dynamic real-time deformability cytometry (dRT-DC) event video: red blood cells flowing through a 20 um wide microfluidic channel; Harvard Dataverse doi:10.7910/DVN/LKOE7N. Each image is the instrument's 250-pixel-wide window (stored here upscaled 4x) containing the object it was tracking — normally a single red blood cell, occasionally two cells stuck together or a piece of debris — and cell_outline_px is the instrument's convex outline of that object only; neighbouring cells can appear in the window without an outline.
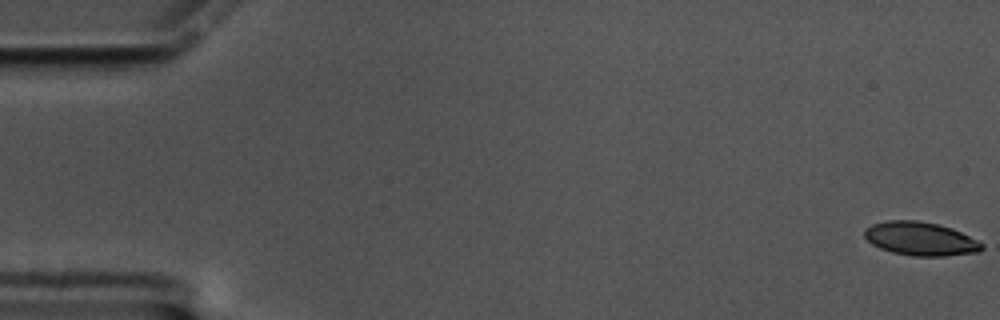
{"species": "common noctule bat (a hibernating species)", "species_latin": "Nyctalus noctula", "temperature_condition": "cold", "stored_images_in_passage": 56, "camera_frame_rate_fps": 3000, "um_per_image_px": 0.085, "animal": {"sex": "male", "body_mass_g": 17.5, "forearm_length_mm": 52.3}, "frame": {"image": 1, "passage_image": 1, "time_ms": 0.0, "image_size_px": [1000, 320], "cell_outline_px": [[984, 248], [980, 252], [944, 256], [912, 256], [892, 252], [880, 248], [872, 244], [864, 236], [864, 228], [872, 224], [888, 220], [916, 220], [936, 224], [952, 228], [984, 244]], "centroid_in_image_um": [78.23, 20.3], "position_along_channel_um": 6.8, "area_um2": 22.95}}
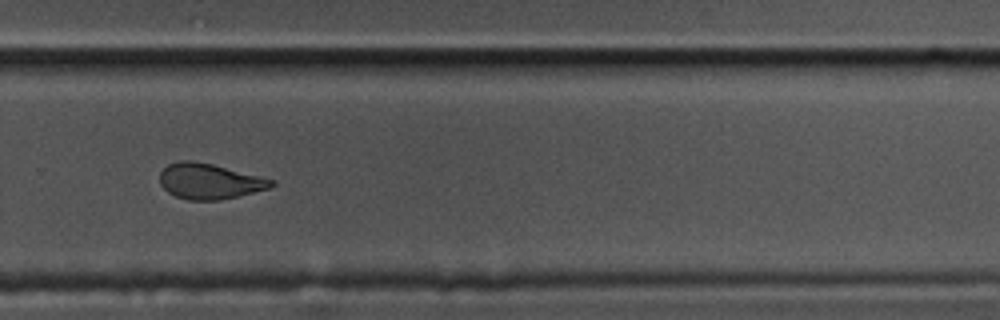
{"frame": {"image": 2, "passage_image": 41, "time_ms": 13.333, "image_size_px": [1000, 320], "cell_outline_px": [[276, 184], [268, 188], [220, 200], [188, 200], [176, 196], [168, 192], [160, 184], [160, 172], [168, 164], [180, 160], [188, 160], [212, 164], [276, 180]], "centroid_in_image_um": [17.79, 15.4], "position_along_channel_um": 312.0, "area_um2": 22.89}}
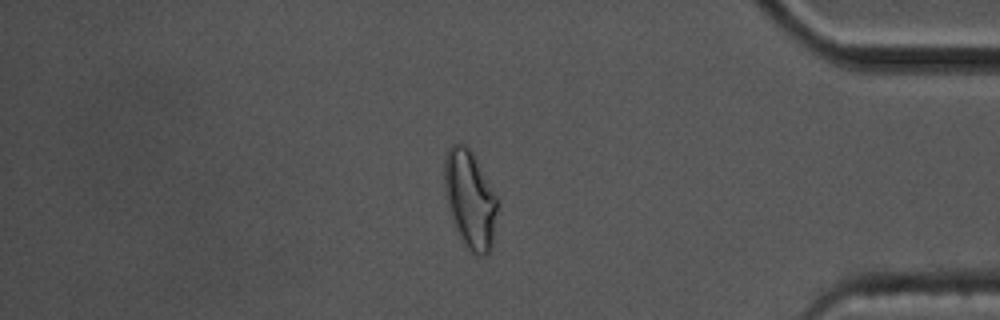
{"frame": {"image": 3, "passage_image": 51, "time_ms": 16.667, "image_size_px": [1000, 320], "cell_outline_px": [[496, 212], [492, 248], [484, 256], [480, 256], [468, 252], [456, 228], [448, 208], [444, 192], [444, 156], [448, 148], [452, 144], [464, 144], [472, 152], [496, 196]], "centroid_in_image_um": [39.92, 16.96], "position_along_channel_um": 395.3, "area_um2": 30.0}}